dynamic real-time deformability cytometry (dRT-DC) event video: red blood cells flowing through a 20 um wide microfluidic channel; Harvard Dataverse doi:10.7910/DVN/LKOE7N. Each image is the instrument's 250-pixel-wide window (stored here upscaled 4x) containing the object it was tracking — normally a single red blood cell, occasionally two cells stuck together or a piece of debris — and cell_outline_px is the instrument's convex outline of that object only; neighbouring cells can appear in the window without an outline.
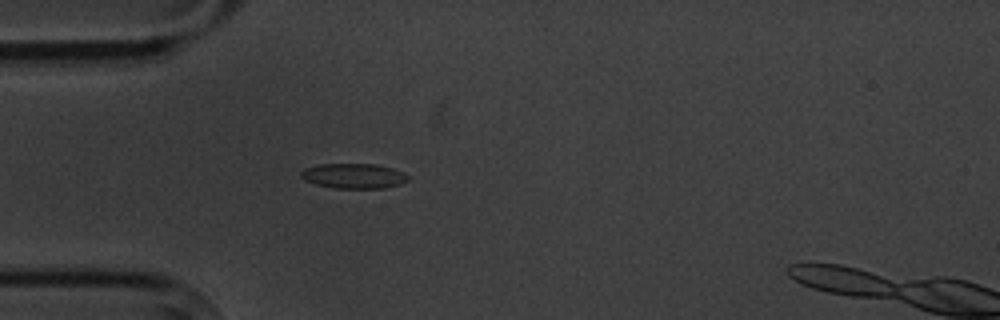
{"species": "common noctule bat (a hibernating species)", "species_latin": "Nyctalus noctula", "temperature_condition": "cold", "stored_images_in_passage": 4, "camera_frame_rate_fps": 3000, "um_per_image_px": 0.085, "animal": {"sex": "male", "body_mass_g": 20.1, "forearm_length_mm": 53.5}, "frame": {"image": 1, "passage_image": 3, "time_ms": 2.333, "image_size_px": [1000, 320], "cell_outline_px": [[412, 176], [408, 180], [400, 184], [384, 188], [336, 188], [316, 184], [304, 180], [300, 176], [300, 172], [304, 168], [320, 164], [376, 164], [392, 168], [404, 172]], "centroid_in_image_um": [30.09, 14.95], "position_along_channel_um": 54.9, "area_um2": 15.72}}